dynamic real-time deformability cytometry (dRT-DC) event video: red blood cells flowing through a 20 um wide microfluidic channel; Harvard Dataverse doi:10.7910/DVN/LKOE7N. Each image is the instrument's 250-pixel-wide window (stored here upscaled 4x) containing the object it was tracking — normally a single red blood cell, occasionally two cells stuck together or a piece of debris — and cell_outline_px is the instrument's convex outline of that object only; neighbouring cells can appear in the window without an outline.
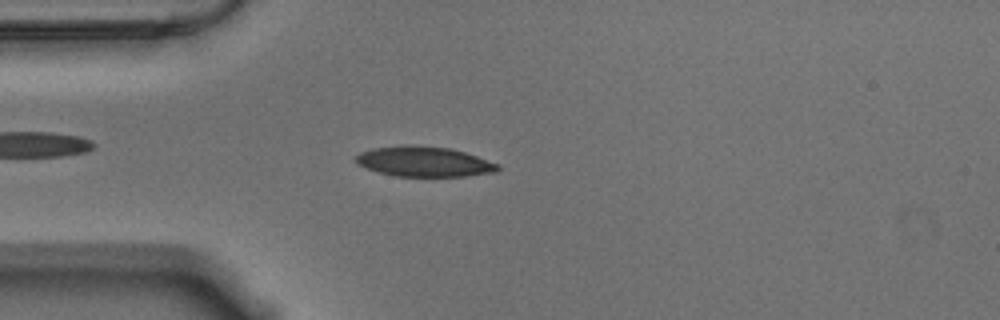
{"species": "Egyptian fruit bat (a non-hibernating species)", "species_latin": "Rousettus aegyptiacus", "temperature_condition": "warm", "stored_images_in_passage": 33, "camera_frame_rate_fps": 3000, "um_per_image_px": 0.085, "animal": {"sex": "male"}, "frame": {"image": 1, "passage_image": 14, "time_ms": 4.333, "image_size_px": [1000, 320], "cell_outline_px": [[500, 168], [496, 172], [464, 176], [396, 176], [380, 172], [356, 164], [356, 156], [360, 152], [372, 148], [400, 144], [408, 144], [452, 148], [500, 164]], "centroid_in_image_um": [36.04, 13.72], "position_along_channel_um": 49.0, "area_um2": 25.03}}
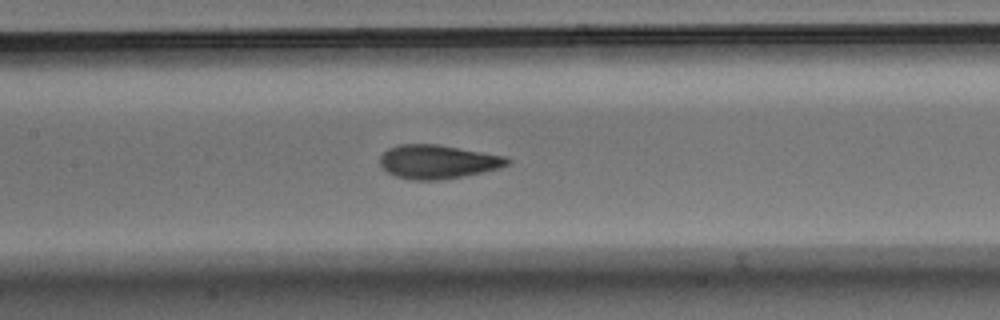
{"frame": {"image": 2, "passage_image": 25, "time_ms": 8.0, "image_size_px": [1000, 320], "cell_outline_px": [[512, 160], [508, 164], [500, 168], [484, 172], [440, 180], [412, 180], [396, 176], [388, 172], [380, 164], [380, 156], [388, 148], [400, 144], [440, 144], [508, 156]], "centroid_in_image_um": [37.26, 13.74], "position_along_channel_um": 170.1, "area_um2": 25.32}}
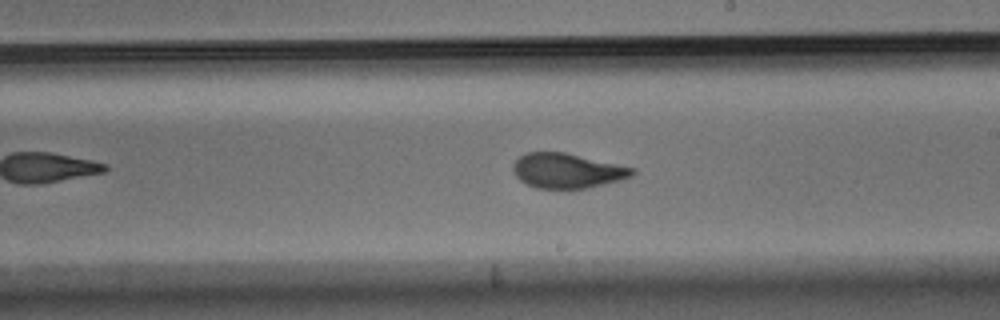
{"frame": {"image": 3, "passage_image": 31, "time_ms": 10.0, "image_size_px": [1000, 320], "cell_outline_px": [[636, 172], [632, 176], [620, 180], [588, 188], [536, 188], [520, 180], [516, 176], [512, 168], [512, 164], [524, 152], [564, 152], [636, 168]], "centroid_in_image_um": [48.21, 14.5], "position_along_channel_um": 240.8, "area_um2": 24.16}}